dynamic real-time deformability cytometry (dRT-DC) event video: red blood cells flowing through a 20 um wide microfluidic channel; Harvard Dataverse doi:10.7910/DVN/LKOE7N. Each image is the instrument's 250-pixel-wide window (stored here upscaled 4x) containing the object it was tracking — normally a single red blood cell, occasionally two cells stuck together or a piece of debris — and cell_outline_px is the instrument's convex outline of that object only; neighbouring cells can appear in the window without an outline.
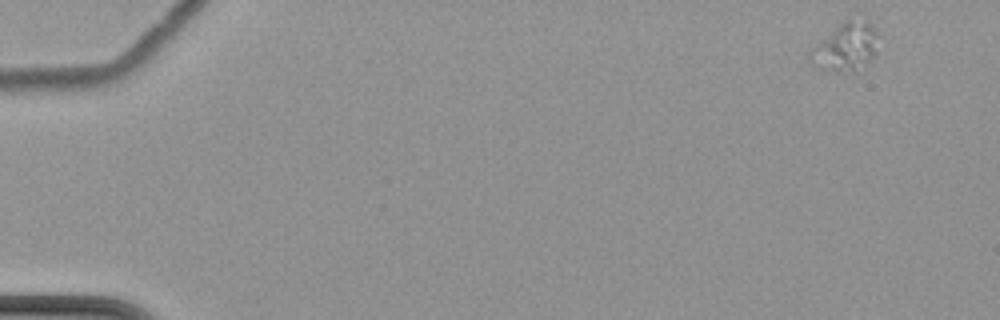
{"species": "common noctule bat (a hibernating species)", "species_latin": "Nyctalus noctula", "temperature_condition": "cold", "stored_images_in_passage": 7, "camera_frame_rate_fps": 3000, "um_per_image_px": 0.085, "animal": {"sex": "female", "body_mass_g": 22.7, "forearm_length_mm": 54.2}, "frame": {"image": 1, "passage_image": 1, "time_ms": 0.0, "image_size_px": [1000, 320], "cell_outline_px": [[884, 36], [876, 56], [852, 72], [820, 72], [808, 60], [808, 52], [816, 44], [848, 16], [868, 20]], "centroid_in_image_um": [71.96, 3.96], "position_along_channel_um": 13.0, "area_um2": 20.58}}
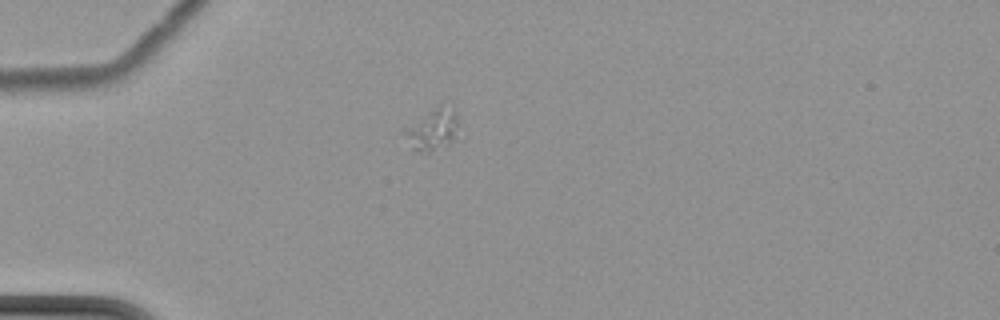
{"frame": {"image": 2, "passage_image": 5, "time_ms": 4.667, "image_size_px": [1000, 320], "cell_outline_px": [[456, 124], [452, 140], [444, 148], [432, 152], [416, 152], [412, 148], [400, 132], [404, 128], [444, 100], [456, 112]], "centroid_in_image_um": [36.71, 10.99], "position_along_channel_um": 48.3, "area_um2": 13.29}}
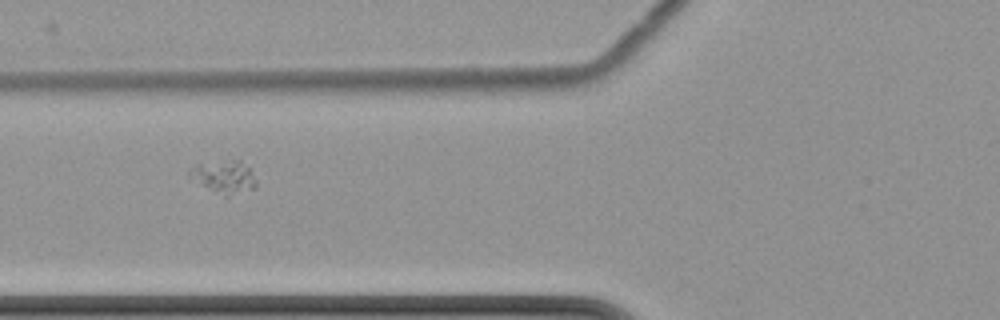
{"frame": {"image": 3, "passage_image": 7, "time_ms": 7.0, "image_size_px": [1000, 320], "cell_outline_px": [[256, 188], [228, 196], [224, 196], [188, 176], [188, 168], [196, 164], [232, 160], [240, 160], [248, 168], [256, 180]], "centroid_in_image_um": [19.04, 15.02], "position_along_channel_um": 106.8, "area_um2": 12.37}}